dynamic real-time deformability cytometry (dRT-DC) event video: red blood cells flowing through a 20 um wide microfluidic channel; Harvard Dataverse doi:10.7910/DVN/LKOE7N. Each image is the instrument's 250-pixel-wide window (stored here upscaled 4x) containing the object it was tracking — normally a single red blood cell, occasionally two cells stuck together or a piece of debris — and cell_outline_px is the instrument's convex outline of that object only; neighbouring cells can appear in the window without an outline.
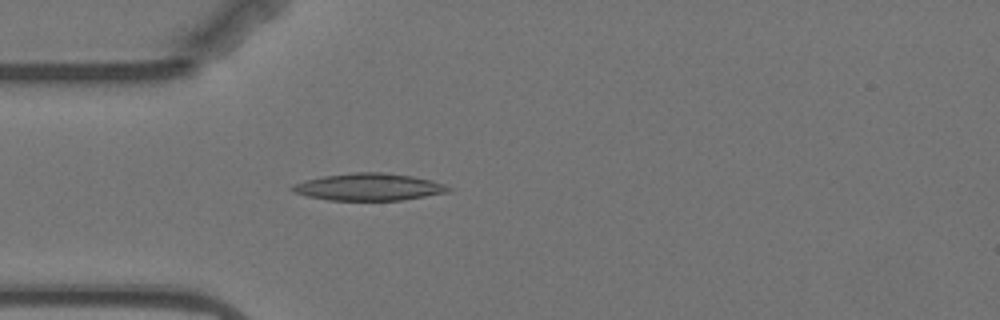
{"species": "Egyptian fruit bat (a non-hibernating species)", "species_latin": "Rousettus aegyptiacus", "temperature_condition": "warm", "stored_images_in_passage": 1, "camera_frame_rate_fps": 3000, "um_per_image_px": 0.085, "animal": {"sex": "female"}, "frame": {"image": 1, "passage_image": 1, "time_ms": 0.0, "image_size_px": [1000, 320], "cell_outline_px": [[456, 188], [448, 192], [400, 200], [328, 200], [308, 196], [292, 192], [288, 188], [292, 184], [304, 180], [324, 176], [352, 172], [384, 172], [412, 176], [432, 180]], "centroid_in_image_um": [31.33, 15.88], "position_along_channel_um": 53.7, "area_um2": 24.85}}